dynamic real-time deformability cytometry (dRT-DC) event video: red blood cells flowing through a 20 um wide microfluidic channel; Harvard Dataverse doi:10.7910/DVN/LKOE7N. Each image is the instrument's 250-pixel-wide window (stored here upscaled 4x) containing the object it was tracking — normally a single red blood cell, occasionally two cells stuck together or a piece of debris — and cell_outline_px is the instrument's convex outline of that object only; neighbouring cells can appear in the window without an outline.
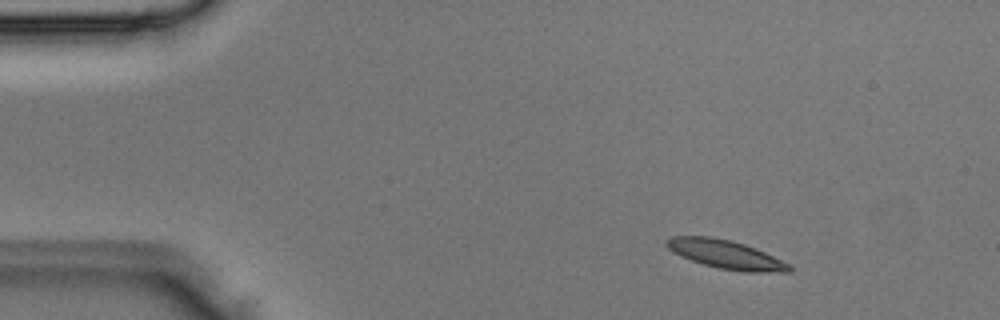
{"species": "Egyptian fruit bat (a non-hibernating species)", "species_latin": "Rousettus aegyptiacus", "temperature_condition": "room temperature", "stored_images_in_passage": 3, "camera_frame_rate_fps": 3000, "um_per_image_px": 0.085, "animal": {"sex": "male"}, "frame": {"image": 1, "passage_image": 1, "time_ms": 0.0, "image_size_px": [1000, 320], "cell_outline_px": [[792, 272], [748, 272], [720, 268], [704, 264], [680, 256], [672, 252], [664, 244], [664, 240], [672, 236], [712, 236], [732, 240], [756, 248], [788, 264], [792, 268]], "centroid_in_image_um": [61.64, 21.61], "position_along_channel_um": 23.4, "area_um2": 20.4}}
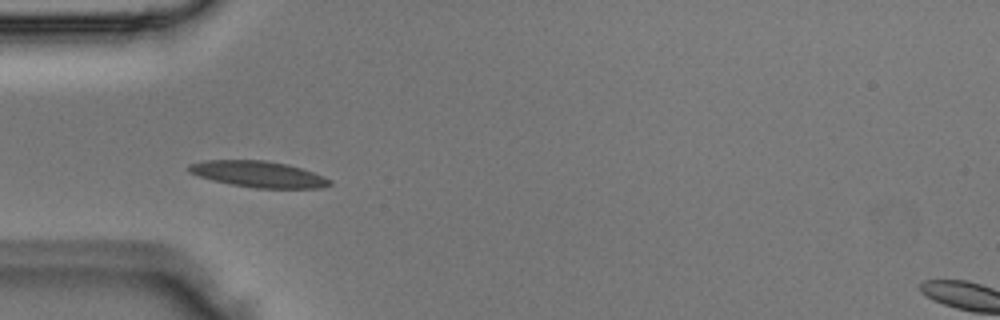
{"frame": {"image": 2, "passage_image": 3, "time_ms": 0.667, "image_size_px": [1000, 320], "cell_outline_px": [[332, 184], [320, 188], [256, 188], [232, 184], [212, 180], [188, 172], [188, 164], [204, 160], [264, 160], [288, 164], [324, 176], [332, 180]], "centroid_in_image_um": [21.96, 14.8], "position_along_channel_um": 63.0, "area_um2": 21.44}}